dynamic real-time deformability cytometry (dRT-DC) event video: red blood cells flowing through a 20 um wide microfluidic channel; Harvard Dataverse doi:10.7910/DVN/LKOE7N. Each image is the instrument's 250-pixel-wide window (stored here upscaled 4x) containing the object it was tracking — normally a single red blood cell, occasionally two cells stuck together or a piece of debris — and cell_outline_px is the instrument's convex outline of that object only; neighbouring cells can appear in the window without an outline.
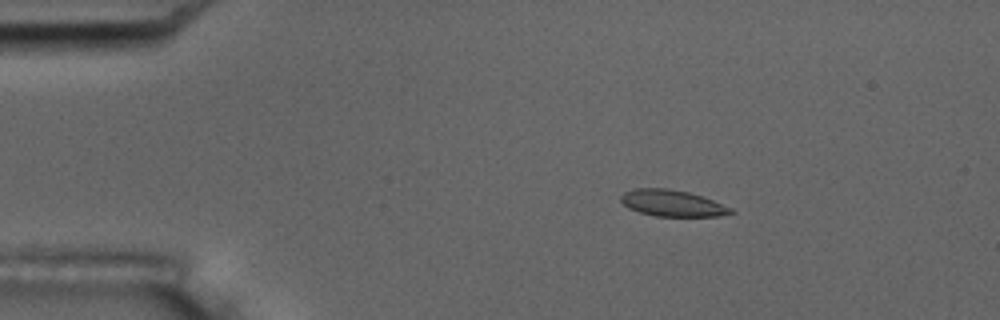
{"species": "common noctule bat (a hibernating species)", "species_latin": "Nyctalus noctula", "temperature_condition": "room temperature", "stored_images_in_passage": 4, "camera_frame_rate_fps": 3000, "um_per_image_px": 0.085, "animal": {"sex": "male", "body_mass_g": 17.5, "forearm_length_mm": 52.3}, "frame": {"image": 1, "passage_image": 2, "time_ms": 1.333, "image_size_px": [1000, 320], "cell_outline_px": [[736, 212], [720, 216], [656, 216], [640, 212], [628, 208], [620, 200], [620, 196], [624, 192], [632, 188], [668, 188], [688, 192], [712, 200], [732, 208]], "centroid_in_image_um": [57.12, 17.27], "position_along_channel_um": 27.9, "area_um2": 16.88}}